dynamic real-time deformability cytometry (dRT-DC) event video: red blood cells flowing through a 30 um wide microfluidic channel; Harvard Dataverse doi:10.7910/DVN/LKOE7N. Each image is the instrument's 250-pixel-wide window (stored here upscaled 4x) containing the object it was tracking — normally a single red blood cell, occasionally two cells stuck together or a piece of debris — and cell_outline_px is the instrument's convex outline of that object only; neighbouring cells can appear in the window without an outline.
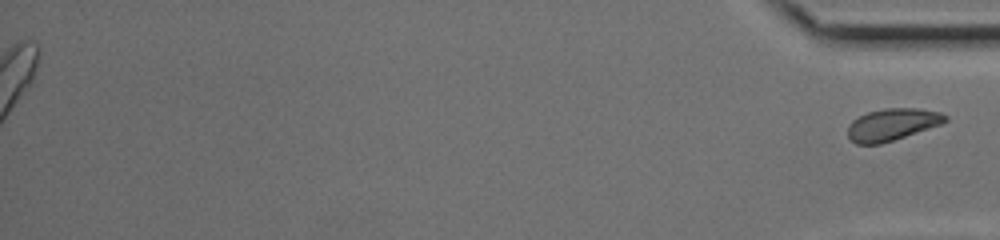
{"species": "common noctule bat (a hibernating species)", "species_latin": "Nyctalus noctula", "temperature_condition": "cold", "stored_images_in_passage": 42, "segment_of_instrument_passage": [2, 2], "camera_frame_rate_fps": 3000, "um_per_image_px": 0.085, "animal": {"sex": "female", "body_mass_g": 17.0, "forearm_length_mm": 48.0}, "frame": {"image": 1, "passage_image": 42, "time_ms": 13.667, "image_size_px": [1000, 240], "cell_outline_px": [[948, 120], [940, 124], [880, 144], [856, 144], [848, 136], [848, 124], [852, 120], [868, 112], [884, 108], [920, 108], [940, 112], [948, 116]], "centroid_in_image_um": [75.82, 10.57], "position_along_channel_um": 359.4, "area_um2": 17.98}}